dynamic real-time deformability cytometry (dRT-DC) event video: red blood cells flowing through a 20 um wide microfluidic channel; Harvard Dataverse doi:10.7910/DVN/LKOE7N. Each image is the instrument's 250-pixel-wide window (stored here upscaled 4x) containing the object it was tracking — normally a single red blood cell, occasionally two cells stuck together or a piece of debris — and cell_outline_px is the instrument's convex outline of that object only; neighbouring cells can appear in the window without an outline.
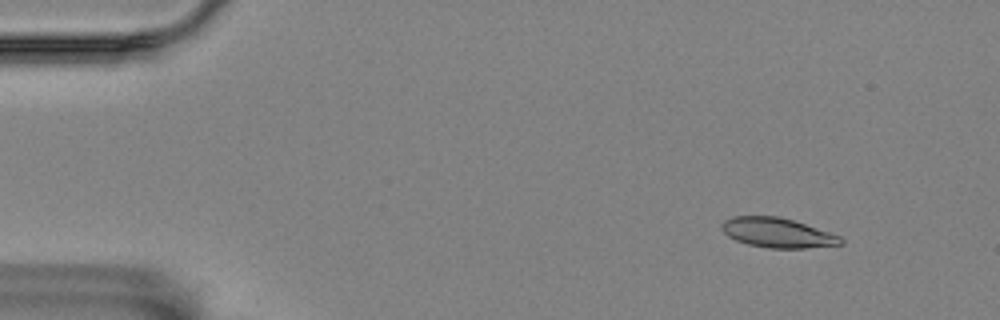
{"species": "Egyptian fruit bat (a non-hibernating species)", "species_latin": "Rousettus aegyptiacus", "temperature_condition": "room temperature", "stored_images_in_passage": 6, "camera_frame_rate_fps": 3000, "um_per_image_px": 0.085, "animal": {"sex": "female"}, "frame": {"image": 1, "passage_image": 2, "time_ms": 0.333, "image_size_px": [1000, 320], "cell_outline_px": [[844, 244], [804, 248], [768, 248], [748, 244], [736, 240], [728, 236], [720, 228], [720, 224], [724, 220], [732, 216], [780, 216], [840, 236], [844, 240]], "centroid_in_image_um": [66.05, 19.78], "position_along_channel_um": 19.0, "area_um2": 20.52}}
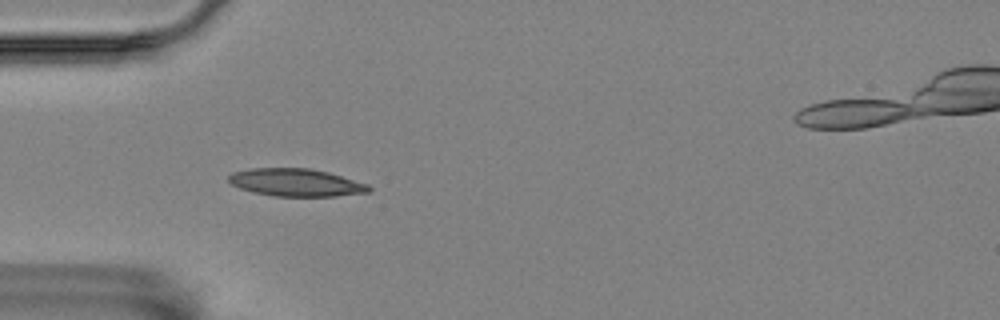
{"frame": {"image": 2, "passage_image": 5, "time_ms": 1.333, "image_size_px": [1000, 320], "cell_outline_px": [[372, 192], [336, 196], [272, 196], [252, 192], [240, 188], [232, 184], [228, 180], [228, 176], [232, 172], [252, 168], [308, 168], [328, 172], [368, 184], [372, 188]], "centroid_in_image_um": [25.17, 15.52], "position_along_channel_um": 59.8, "area_um2": 22.66}}
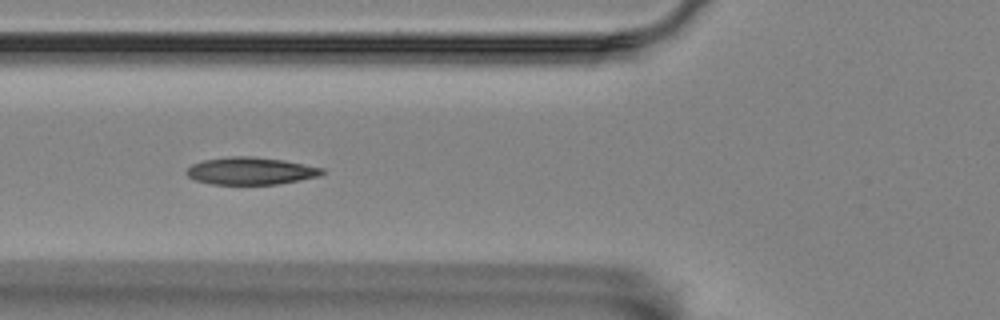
{"frame": {"image": 3, "passage_image": 6, "time_ms": 1.667, "image_size_px": [1000, 320], "cell_outline_px": [[324, 172], [320, 176], [300, 180], [276, 184], [212, 184], [196, 180], [188, 176], [184, 172], [192, 164], [204, 160], [232, 156], [252, 156], [284, 160], [324, 168]], "centroid_in_image_um": [21.32, 14.52], "position_along_channel_um": 104.5, "area_um2": 21.56}}